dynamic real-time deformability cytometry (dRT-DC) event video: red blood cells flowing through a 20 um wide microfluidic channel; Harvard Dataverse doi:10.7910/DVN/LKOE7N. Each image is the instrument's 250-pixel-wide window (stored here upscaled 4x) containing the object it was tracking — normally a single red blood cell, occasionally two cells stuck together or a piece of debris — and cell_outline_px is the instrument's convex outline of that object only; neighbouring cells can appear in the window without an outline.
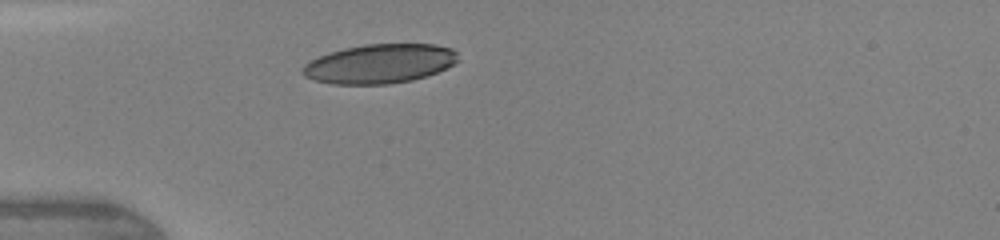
{"species": "human", "species_latin": "Homo sapiens", "temperature_condition": "warm", "stored_images_in_passage": 33, "camera_frame_rate_fps": 3000, "um_per_image_px": 0.085, "donor": {"sex": "female"}, "frame": {"image": 1, "passage_image": 1, "time_ms": 0.0, "image_size_px": [1000, 240], "cell_outline_px": [[460, 60], [436, 72], [412, 80], [388, 84], [332, 84], [316, 80], [304, 76], [300, 72], [300, 68], [308, 60], [328, 52], [344, 48], [364, 44], [432, 44], [452, 48], [456, 52]], "centroid_in_image_um": [32.21, 5.41], "position_along_channel_um": 52.8, "area_um2": 35.66}}
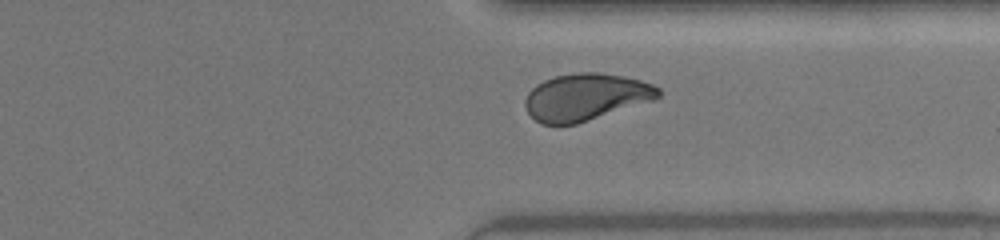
{"frame": {"image": 2, "passage_image": 23, "time_ms": 7.333, "image_size_px": [1000, 240], "cell_outline_px": [[660, 96], [656, 100], [576, 124], [540, 124], [528, 112], [524, 104], [524, 100], [528, 92], [536, 84], [544, 80], [556, 76], [580, 72], [600, 72], [624, 76], [640, 80], [652, 84], [660, 88]], "centroid_in_image_um": [49.81, 8.24], "position_along_channel_um": 361.6, "area_um2": 36.65}}
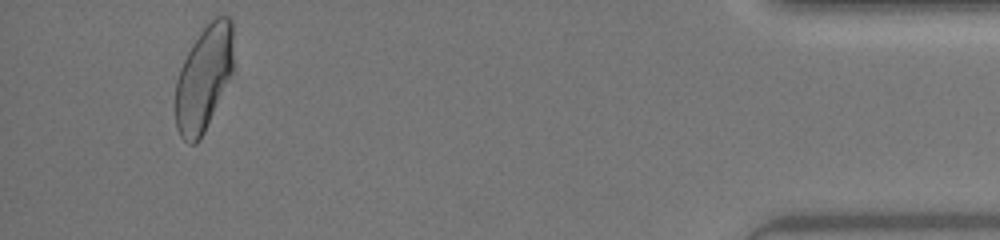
{"frame": {"image": 3, "passage_image": 31, "time_ms": 10.0, "image_size_px": [1000, 240], "cell_outline_px": [[236, 72], [200, 140], [196, 144], [188, 144], [180, 136], [176, 128], [176, 80], [180, 68], [192, 44], [200, 32], [216, 16], [228, 16], [232, 20]], "centroid_in_image_um": [17.39, 6.66], "position_along_channel_um": 417.8, "area_um2": 36.7}, "authors_computed_cell_mechanics": {"area_um2": 36.3562, "velocity_mm_per_s": 4.3948, "shape_relaxation_time_tau1_ms": 5.4718, "shape_relaxation_time_tau2_ms": 1.1549, "deformation_change_tau1": 0.1866, "deformation_change_tau2": 0.0736}}